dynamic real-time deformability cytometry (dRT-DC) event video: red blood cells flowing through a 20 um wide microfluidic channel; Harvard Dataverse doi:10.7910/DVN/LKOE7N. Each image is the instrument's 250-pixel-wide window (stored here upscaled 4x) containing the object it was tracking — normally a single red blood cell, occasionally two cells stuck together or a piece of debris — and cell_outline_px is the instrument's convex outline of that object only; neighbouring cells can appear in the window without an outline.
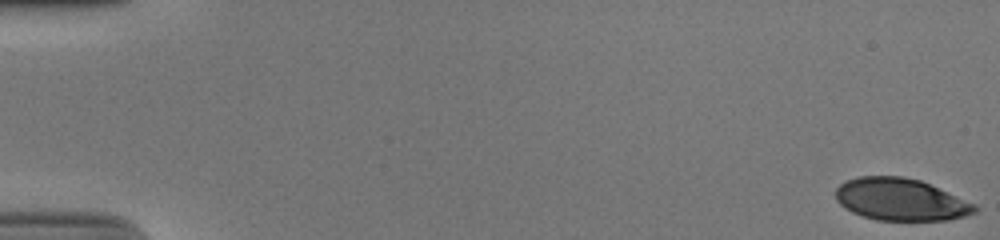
{"species": "human", "species_latin": "Homo sapiens", "temperature_condition": "cold", "stored_images_in_passage": 54, "camera_frame_rate_fps": 3000, "um_per_image_px": 0.085, "donor": {"sex": "male"}, "frame": {"image": 1, "passage_image": 1, "time_ms": 0.0, "image_size_px": [1000, 240], "cell_outline_px": [[980, 208], [976, 212], [964, 216], [948, 220], [876, 220], [852, 212], [844, 208], [836, 200], [836, 188], [840, 184], [848, 180], [860, 176], [904, 176], [920, 180], [976, 204]], "centroid_in_image_um": [76.56, 16.96], "position_along_channel_um": 8.4, "area_um2": 34.16}}
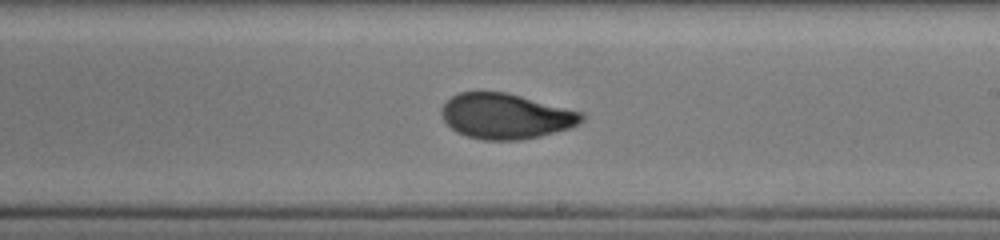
{"frame": {"image": 2, "passage_image": 33, "time_ms": 10.667, "image_size_px": [1000, 240], "cell_outline_px": [[584, 120], [568, 128], [540, 136], [520, 140], [484, 140], [468, 136], [456, 132], [444, 120], [440, 112], [440, 108], [452, 96], [460, 92], [504, 92], [584, 112]], "centroid_in_image_um": [42.98, 9.88], "position_along_channel_um": 246.0, "area_um2": 36.76}}
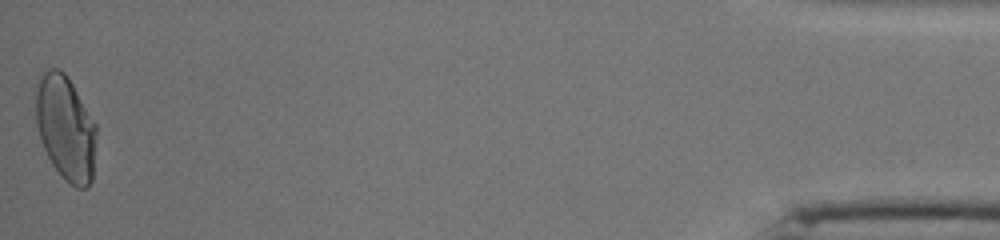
{"frame": {"image": 3, "passage_image": 54, "time_ms": 17.667, "image_size_px": [1000, 240], "cell_outline_px": [[96, 132], [92, 180], [84, 188], [76, 188], [52, 164], [44, 148], [36, 124], [36, 84], [40, 76], [48, 68], [60, 68], [64, 72], [72, 84], [96, 124]], "centroid_in_image_um": [5.57, 10.83], "position_along_channel_um": 429.6, "area_um2": 36.47}, "authors_computed_cell_mechanics": {"area_um2": 36.4429, "velocity_mm_per_s": 3.8604, "shape_relaxation_time_tau1_ms": 5.3875, "shape_relaxation_time_tau2_ms": 1.0356, "deformation_change_tau1": 0.1963, "deformation_change_tau2": 0.0602}}